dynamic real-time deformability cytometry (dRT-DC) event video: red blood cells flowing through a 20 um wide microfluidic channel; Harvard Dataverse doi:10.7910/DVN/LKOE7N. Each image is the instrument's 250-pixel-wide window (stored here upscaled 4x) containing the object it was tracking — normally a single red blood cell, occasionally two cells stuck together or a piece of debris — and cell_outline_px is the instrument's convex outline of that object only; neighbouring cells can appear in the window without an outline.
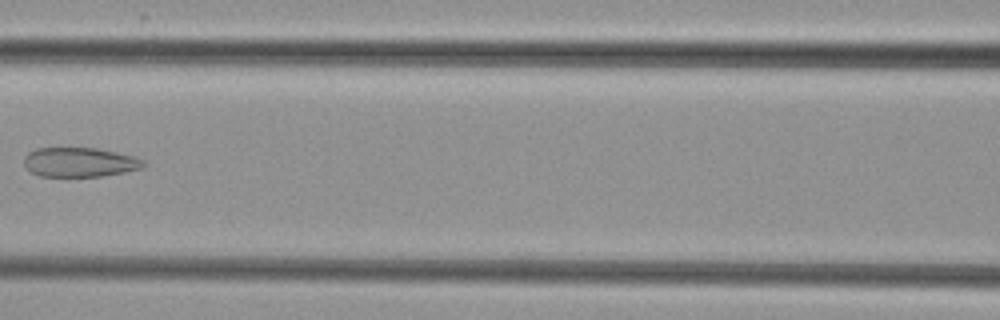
{"species": "common noctule bat (a hibernating species)", "species_latin": "Nyctalus noctula", "temperature_condition": "cold", "stored_images_in_passage": 7, "camera_frame_rate_fps": 3000, "um_per_image_px": 0.085, "animal": {"sex": "female", "body_mass_g": 29.2, "forearm_length_mm": 56.3}, "frame": {"image": 1, "passage_image": 6, "time_ms": 7.0, "image_size_px": [1000, 320], "cell_outline_px": [[148, 164], [144, 168], [124, 172], [100, 176], [40, 176], [32, 172], [24, 164], [24, 156], [28, 152], [36, 148], [96, 148], [136, 156], [144, 160]], "centroid_in_image_um": [6.82, 13.78], "position_along_channel_um": 159.8, "area_um2": 20.58}}
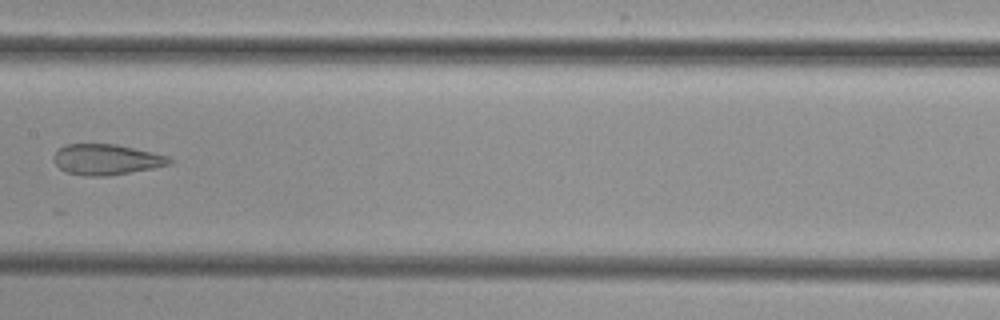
{"frame": {"image": 2, "passage_image": 7, "time_ms": 8.0, "image_size_px": [1000, 320], "cell_outline_px": [[172, 164], [152, 168], [108, 176], [84, 176], [68, 172], [60, 168], [52, 160], [52, 156], [64, 144], [116, 144], [168, 156], [172, 160]], "centroid_in_image_um": [9.02, 13.56], "position_along_channel_um": 198.4, "area_um2": 20.58}}